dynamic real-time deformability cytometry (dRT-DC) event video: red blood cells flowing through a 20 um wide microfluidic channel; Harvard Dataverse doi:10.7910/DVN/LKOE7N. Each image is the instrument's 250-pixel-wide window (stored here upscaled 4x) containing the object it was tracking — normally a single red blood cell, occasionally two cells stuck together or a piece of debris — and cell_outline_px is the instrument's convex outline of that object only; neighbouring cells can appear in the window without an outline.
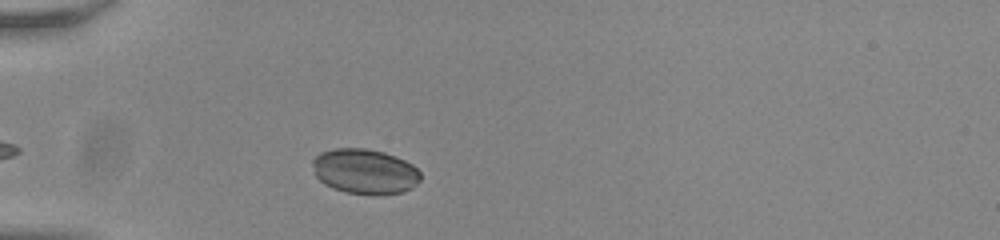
{"species": "common noctule bat (a hibernating species)", "species_latin": "Nyctalus noctula", "temperature_condition": "room temperature", "stored_images_in_passage": 40, "camera_frame_rate_fps": 3000, "um_per_image_px": 0.085, "animal": {"sex": "male", "body_mass_g": 20.0, "forearm_length_mm": 53.3}, "frame": {"image": 1, "passage_image": 6, "time_ms": 1.667, "image_size_px": [1000, 240], "cell_outline_px": [[420, 180], [412, 188], [400, 192], [380, 196], [372, 196], [344, 192], [332, 188], [324, 184], [316, 176], [312, 164], [312, 160], [320, 152], [332, 148], [364, 148], [384, 152], [396, 156], [412, 164], [420, 172]], "centroid_in_image_um": [31.0, 14.58], "position_along_channel_um": 54.0, "area_um2": 28.78}}
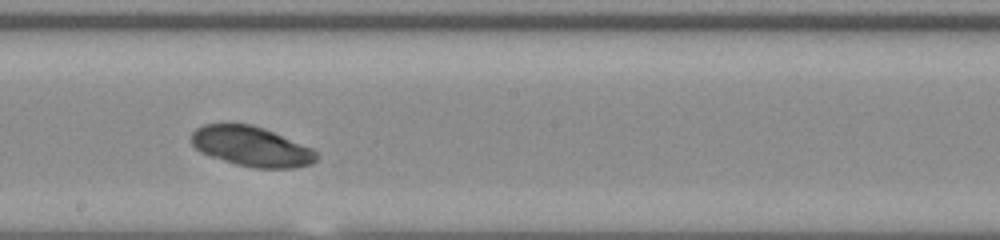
{"frame": {"image": 2, "passage_image": 21, "time_ms": 6.667, "image_size_px": [1000, 240], "cell_outline_px": [[316, 160], [312, 164], [292, 168], [252, 168], [236, 164], [200, 152], [192, 144], [192, 132], [196, 128], [204, 124], [252, 124], [264, 128], [312, 148], [316, 152]], "centroid_in_image_um": [21.37, 12.45], "position_along_channel_um": 226.8, "area_um2": 28.9}}
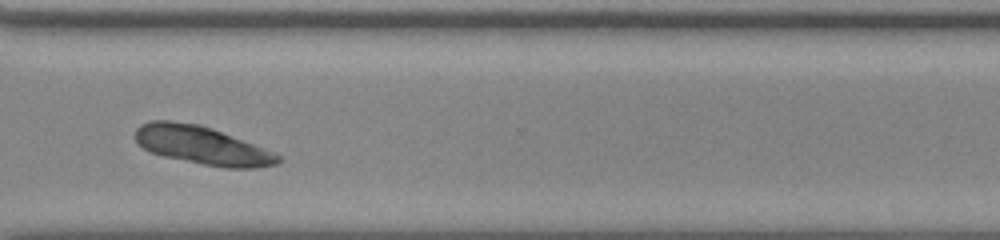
{"frame": {"image": 3, "passage_image": 31, "time_ms": 10.0, "image_size_px": [1000, 240], "cell_outline_px": [[280, 160], [276, 164], [256, 168], [224, 168], [164, 156], [152, 152], [144, 148], [136, 140], [136, 128], [140, 124], [148, 120], [172, 120], [200, 124], [212, 128], [272, 152], [280, 156]], "centroid_in_image_um": [17.13, 12.34], "position_along_channel_um": 353.5, "area_um2": 31.39}, "authors_computed_cell_mechanics": {"area_um2": 28.4087, "velocity_mm_per_s": 3.7977, "shape_relaxation_time_tau1_ms": 3.4689, "shape_relaxation_time_tau2_ms": null, "deformation_change_tau1": null, "deformation_change_tau2": null}}